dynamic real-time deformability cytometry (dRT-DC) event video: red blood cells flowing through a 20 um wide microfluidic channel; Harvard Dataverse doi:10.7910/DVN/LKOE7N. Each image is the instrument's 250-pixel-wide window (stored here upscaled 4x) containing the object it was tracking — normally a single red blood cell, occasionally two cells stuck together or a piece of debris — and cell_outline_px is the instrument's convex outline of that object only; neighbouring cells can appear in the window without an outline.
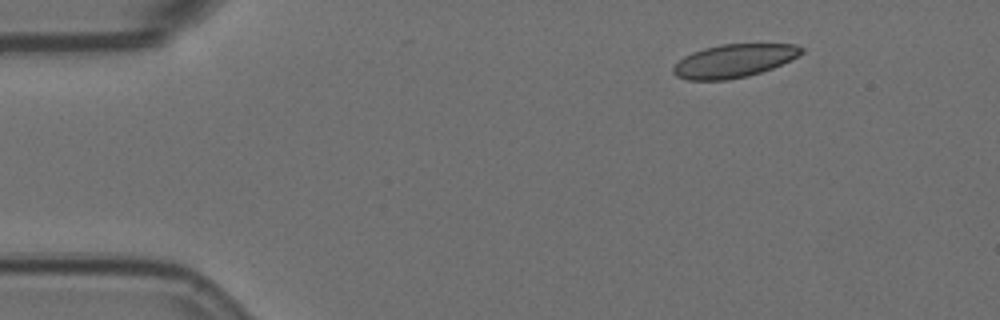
{"species": "Egyptian fruit bat (a non-hibernating species)", "species_latin": "Rousettus aegyptiacus", "temperature_condition": "room temperature", "stored_images_in_passage": 11, "camera_frame_rate_fps": 3000, "um_per_image_px": 0.085, "animal": {"sex": "female"}, "frame": {"image": 1, "passage_image": 2, "time_ms": 0.333, "image_size_px": [1000, 320], "cell_outline_px": [[804, 52], [800, 56], [772, 68], [748, 76], [728, 80], [688, 80], [676, 76], [672, 72], [672, 68], [684, 56], [692, 52], [704, 48], [720, 44], [796, 44], [804, 48]], "centroid_in_image_um": [62.4, 5.17], "position_along_channel_um": 22.6, "area_um2": 24.91}}
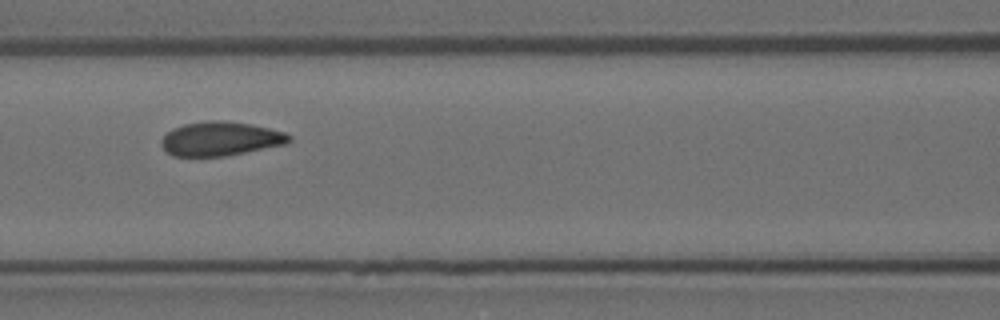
{"frame": {"image": 2, "passage_image": 7, "time_ms": 2.0, "image_size_px": [1000, 320], "cell_outline_px": [[292, 140], [288, 144], [224, 156], [172, 156], [160, 144], [160, 140], [172, 128], [184, 124], [212, 120], [220, 120], [252, 124], [284, 132], [292, 136]], "centroid_in_image_um": [18.76, 11.79], "position_along_channel_um": 147.8, "area_um2": 25.37}}
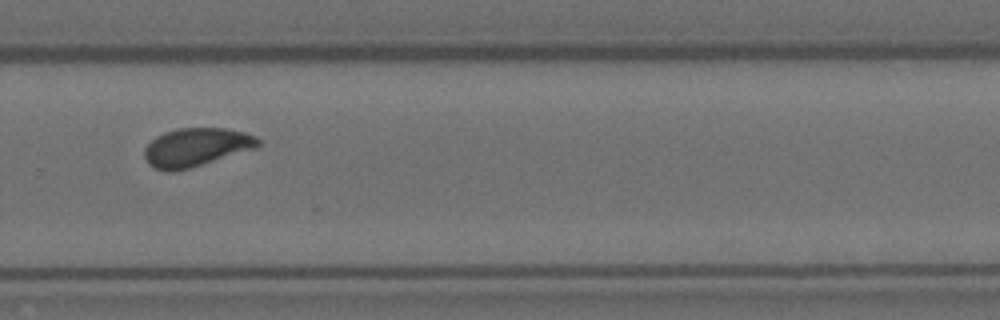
{"frame": {"image": 3, "passage_image": 11, "time_ms": 3.333, "image_size_px": [1000, 320], "cell_outline_px": [[260, 144], [256, 148], [192, 168], [172, 172], [168, 172], [156, 168], [148, 164], [144, 156], [144, 148], [156, 136], [164, 132], [180, 128], [224, 128], [244, 132], [256, 136], [260, 140]], "centroid_in_image_um": [16.67, 12.52], "position_along_channel_um": 313.1, "area_um2": 25.61}}